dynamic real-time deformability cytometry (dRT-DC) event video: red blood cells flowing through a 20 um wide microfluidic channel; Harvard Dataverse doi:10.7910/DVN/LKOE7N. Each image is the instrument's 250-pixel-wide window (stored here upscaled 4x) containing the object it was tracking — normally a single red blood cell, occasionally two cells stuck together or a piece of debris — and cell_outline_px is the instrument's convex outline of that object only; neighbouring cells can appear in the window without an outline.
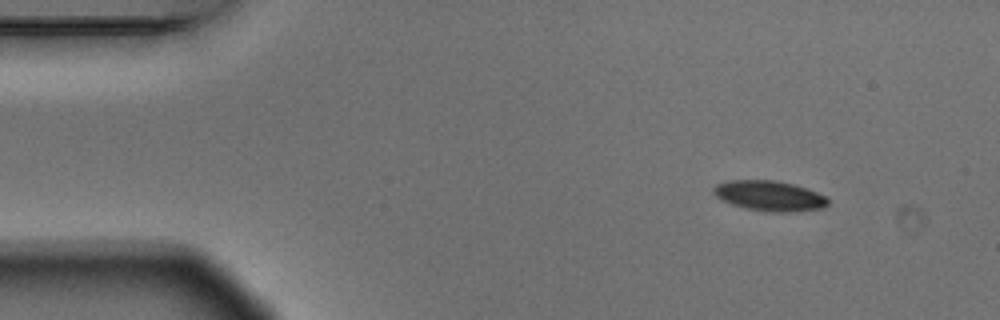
{"species": "Egyptian fruit bat (a non-hibernating species)", "species_latin": "Rousettus aegyptiacus", "temperature_condition": "warm", "stored_images_in_passage": 4, "camera_frame_rate_fps": 3000, "um_per_image_px": 0.085, "animal": {"sex": "male"}, "frame": {"image": 1, "passage_image": 1, "time_ms": 0.0, "image_size_px": [1000, 320], "cell_outline_px": [[828, 204], [824, 208], [792, 212], [764, 212], [744, 208], [720, 200], [712, 192], [712, 188], [716, 184], [728, 180], [776, 180], [792, 184], [816, 192], [824, 196], [828, 200]], "centroid_in_image_um": [65.35, 16.65], "position_along_channel_um": 19.6, "area_um2": 20.29}}
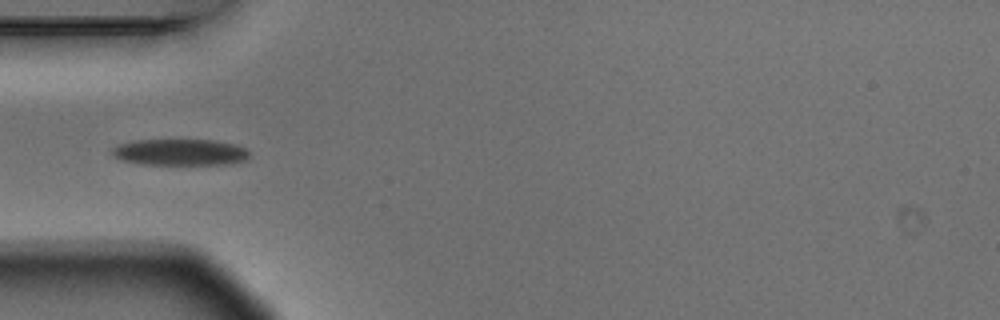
{"frame": {"image": 2, "passage_image": 4, "time_ms": 1.0, "image_size_px": [1000, 320], "cell_outline_px": [[248, 160], [228, 164], [144, 164], [120, 160], [112, 156], [112, 148], [120, 144], [136, 140], [212, 140], [236, 144], [244, 148], [248, 152]], "centroid_in_image_um": [15.3, 12.94], "position_along_channel_um": 69.7, "area_um2": 21.04}}